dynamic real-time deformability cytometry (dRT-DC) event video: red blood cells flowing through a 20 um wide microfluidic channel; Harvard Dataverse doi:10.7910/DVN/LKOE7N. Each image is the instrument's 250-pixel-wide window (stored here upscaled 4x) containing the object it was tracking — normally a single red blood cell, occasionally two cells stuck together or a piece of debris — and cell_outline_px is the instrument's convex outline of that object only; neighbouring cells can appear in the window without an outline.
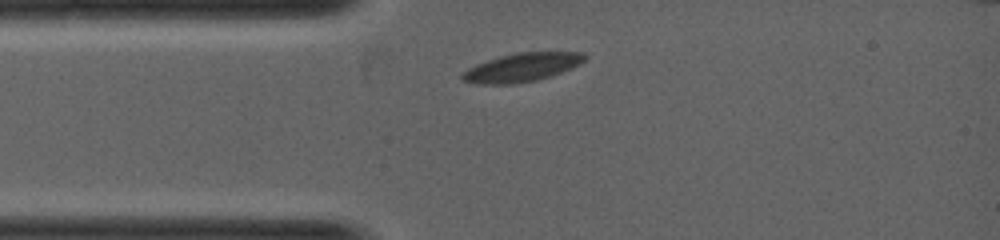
{"species": "common noctule bat (a hibernating species)", "species_latin": "Nyctalus noctula", "temperature_condition": "warm", "stored_images_in_passage": 25, "camera_frame_rate_fps": 5000, "um_per_image_px": 0.085, "animal": {"sex": "female", "body_mass_g": 19.0, "forearm_length_mm": 53.3}, "frame": {"image": 1, "passage_image": 1, "time_ms": 0.0, "image_size_px": [1000, 240], "cell_outline_px": [[588, 56], [580, 64], [572, 68], [536, 80], [512, 84], [476, 84], [460, 80], [460, 76], [468, 68], [476, 64], [500, 56], [516, 52], [584, 52]], "centroid_in_image_um": [44.34, 5.72], "position_along_channel_um": 40.7, "area_um2": 20.35}}
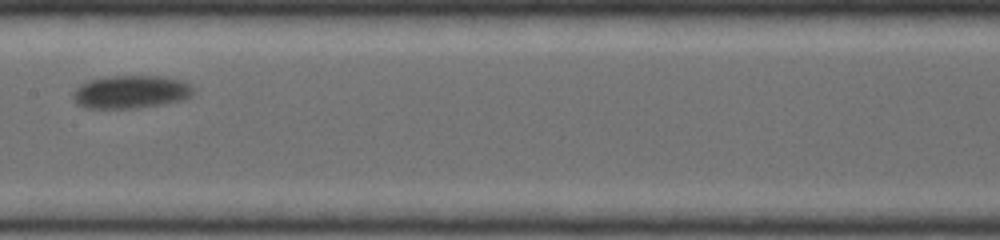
{"frame": {"image": 2, "passage_image": 11, "time_ms": 2.0, "image_size_px": [1000, 240], "cell_outline_px": [[192, 96], [184, 100], [164, 104], [136, 108], [84, 108], [76, 104], [72, 96], [72, 92], [80, 84], [88, 80], [112, 76], [160, 76], [180, 80], [192, 84]], "centroid_in_image_um": [11.11, 7.82], "position_along_channel_um": 196.3, "area_um2": 23.35}}
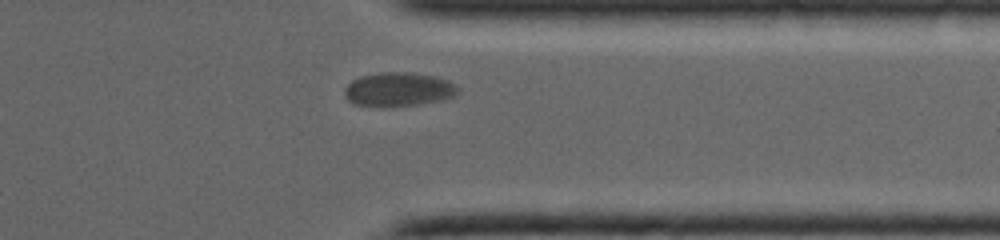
{"frame": {"image": 3, "passage_image": 22, "time_ms": 4.2, "image_size_px": [1000, 240], "cell_outline_px": [[460, 92], [444, 100], [416, 104], [352, 104], [344, 96], [344, 88], [352, 80], [360, 76], [380, 72], [408, 72], [432, 76], [448, 80], [456, 84], [460, 88]], "centroid_in_image_um": [33.9, 7.56], "position_along_channel_um": 377.5, "area_um2": 21.91}}